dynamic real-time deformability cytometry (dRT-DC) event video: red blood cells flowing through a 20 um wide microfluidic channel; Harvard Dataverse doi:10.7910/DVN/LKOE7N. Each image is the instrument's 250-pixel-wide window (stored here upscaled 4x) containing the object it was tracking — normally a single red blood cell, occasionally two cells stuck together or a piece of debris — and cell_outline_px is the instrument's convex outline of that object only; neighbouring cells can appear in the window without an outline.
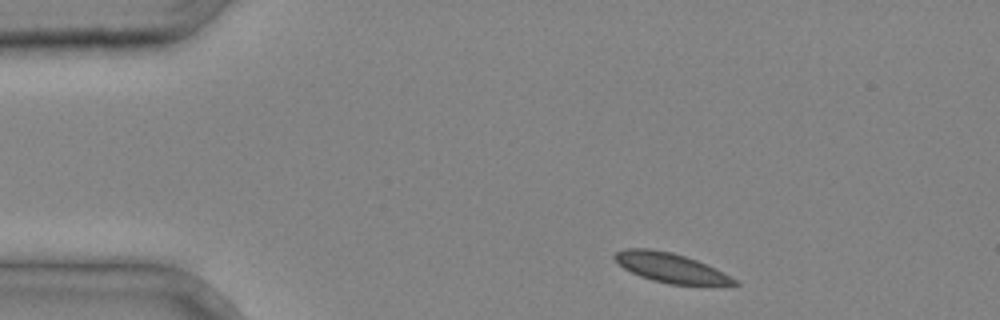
{"species": "common noctule bat (a hibernating species)", "species_latin": "Nyctalus noctula", "temperature_condition": "cold", "stored_images_in_passage": 2, "camera_frame_rate_fps": 3000, "um_per_image_px": 0.085, "animal": {"sex": "male", "body_mass_g": 20.4}, "frame": {"image": 1, "passage_image": 1, "time_ms": 0.0, "image_size_px": [1000, 320], "cell_outline_px": [[740, 284], [668, 284], [652, 280], [640, 276], [624, 268], [612, 256], [616, 252], [624, 248], [648, 248], [672, 252], [696, 260], [736, 280]], "centroid_in_image_um": [56.89, 22.73], "position_along_channel_um": 28.1, "area_um2": 19.88}}